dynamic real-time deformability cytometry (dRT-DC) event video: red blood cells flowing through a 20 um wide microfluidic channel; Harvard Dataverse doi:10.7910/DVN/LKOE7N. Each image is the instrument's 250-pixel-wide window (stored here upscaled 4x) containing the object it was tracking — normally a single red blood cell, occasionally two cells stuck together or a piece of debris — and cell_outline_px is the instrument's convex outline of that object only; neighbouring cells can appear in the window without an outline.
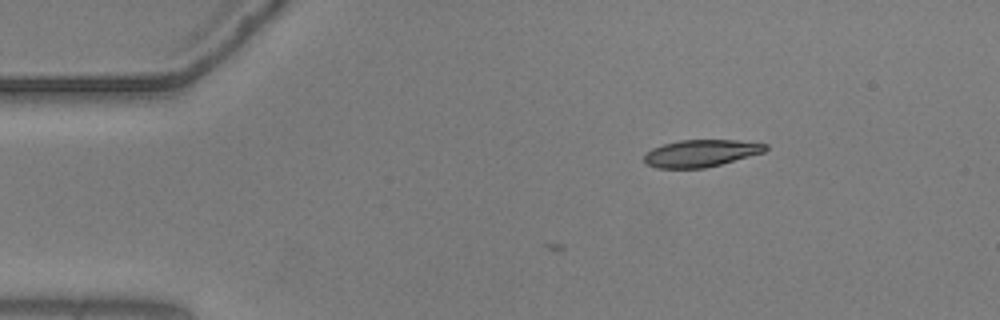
{"species": "common noctule bat (a hibernating species)", "species_latin": "Nyctalus noctula", "temperature_condition": "warm", "stored_images_in_passage": 11, "camera_frame_rate_fps": 3000, "um_per_image_px": 0.085, "animal": {"sex": "male", "body_mass_g": 20.5, "forearm_length_mm": 52.5}, "frame": {"image": 1, "passage_image": 11, "time_ms": 3.333, "image_size_px": [1000, 320], "cell_outline_px": [[768, 148], [764, 152], [720, 164], [704, 168], [656, 168], [644, 164], [644, 156], [652, 148], [664, 144], [680, 140], [736, 140], [768, 144]], "centroid_in_image_um": [59.56, 13.03], "position_along_channel_um": 25.4, "area_um2": 19.07}}